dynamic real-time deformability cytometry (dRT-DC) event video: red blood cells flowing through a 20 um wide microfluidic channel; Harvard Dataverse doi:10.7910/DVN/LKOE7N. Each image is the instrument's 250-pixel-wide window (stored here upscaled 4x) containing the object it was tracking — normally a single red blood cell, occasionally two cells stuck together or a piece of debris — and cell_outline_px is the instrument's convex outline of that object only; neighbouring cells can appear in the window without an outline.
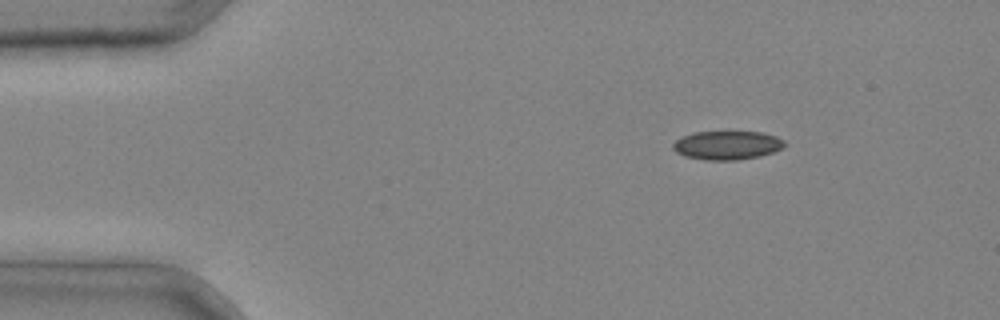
{"species": "common noctule bat (a hibernating species)", "species_latin": "Nyctalus noctula", "temperature_condition": "cold", "stored_images_in_passage": 4, "camera_frame_rate_fps": 3000, "um_per_image_px": 0.085, "animal": {"sex": "male", "body_mass_g": 20.4}, "frame": {"image": 1, "passage_image": 4, "time_ms": 1.0, "image_size_px": [1000, 320], "cell_outline_px": [[788, 144], [784, 148], [760, 156], [736, 160], [704, 160], [684, 156], [676, 152], [672, 148], [672, 144], [676, 140], [692, 132], [764, 132], [776, 136], [784, 140]], "centroid_in_image_um": [61.83, 12.35], "position_along_channel_um": 23.2, "area_um2": 18.84}}